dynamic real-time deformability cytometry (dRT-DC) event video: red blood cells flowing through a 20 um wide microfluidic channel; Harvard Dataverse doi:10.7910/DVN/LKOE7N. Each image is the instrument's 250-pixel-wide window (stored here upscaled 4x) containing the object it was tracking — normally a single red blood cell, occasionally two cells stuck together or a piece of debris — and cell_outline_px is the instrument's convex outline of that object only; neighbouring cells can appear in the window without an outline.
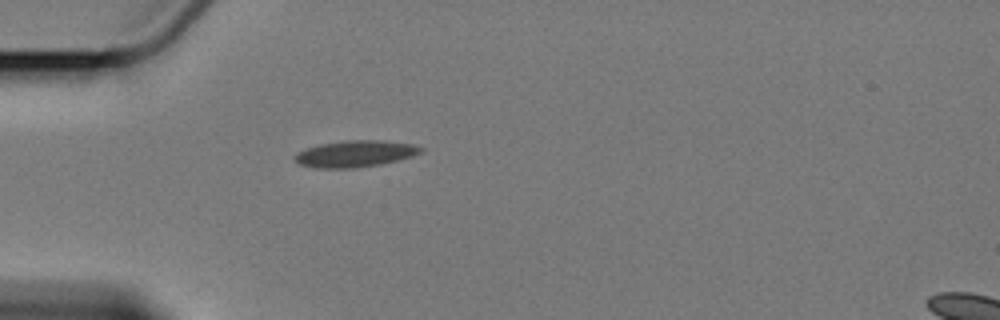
{"species": "Egyptian fruit bat (a non-hibernating species)", "species_latin": "Rousettus aegyptiacus", "temperature_condition": "cold", "stored_images_in_passage": 1, "camera_frame_rate_fps": 3000, "um_per_image_px": 0.085, "animal": {"sex": "female"}, "frame": {"image": 1, "passage_image": 1, "time_ms": 0.0, "image_size_px": [1000, 320], "cell_outline_px": [[424, 152], [400, 160], [380, 164], [356, 168], [316, 168], [300, 164], [296, 160], [296, 152], [320, 144], [344, 140], [380, 140], [412, 144], [424, 148]], "centroid_in_image_um": [30.24, 13.07], "position_along_channel_um": 54.8, "area_um2": 19.48}}